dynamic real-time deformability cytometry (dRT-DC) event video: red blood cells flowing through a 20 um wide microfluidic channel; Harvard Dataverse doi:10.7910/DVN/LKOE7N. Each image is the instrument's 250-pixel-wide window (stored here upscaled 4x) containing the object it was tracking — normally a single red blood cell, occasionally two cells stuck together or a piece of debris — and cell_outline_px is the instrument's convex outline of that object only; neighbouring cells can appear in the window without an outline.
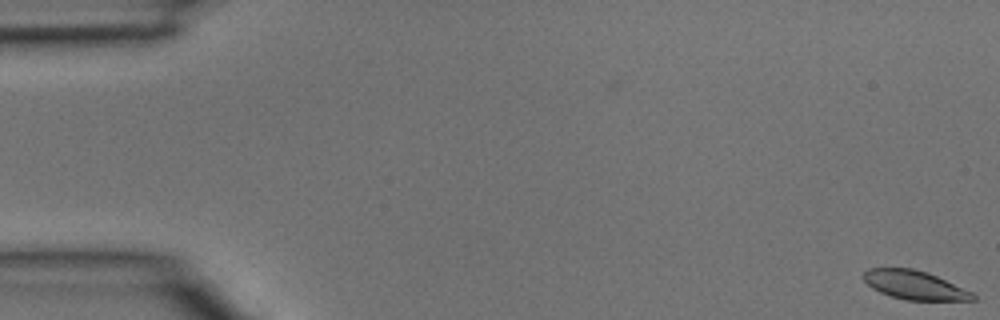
{"species": "common noctule bat (a hibernating species)", "species_latin": "Nyctalus noctula", "temperature_condition": "room temperature", "stored_images_in_passage": 4, "camera_frame_rate_fps": 3000, "um_per_image_px": 0.085, "animal": {"sex": "male", "body_mass_g": 15.6}, "frame": {"image": 1, "passage_image": 1, "time_ms": 0.0, "image_size_px": [1000, 320], "cell_outline_px": [[976, 300], [904, 300], [880, 292], [872, 288], [860, 276], [868, 268], [912, 268], [928, 272], [972, 292], [976, 296]], "centroid_in_image_um": [77.71, 24.22], "position_along_channel_um": 7.3, "area_um2": 18.32}}
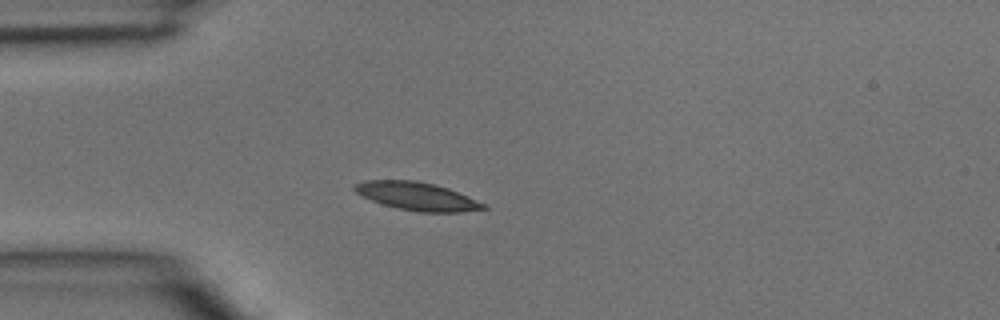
{"frame": {"image": 2, "passage_image": 4, "time_ms": 1.0, "image_size_px": [1000, 320], "cell_outline_px": [[488, 208], [460, 212], [416, 212], [384, 204], [372, 200], [356, 192], [352, 188], [352, 184], [364, 180], [416, 180], [436, 184], [448, 188], [488, 204]], "centroid_in_image_um": [35.47, 16.67], "position_along_channel_um": 49.5, "area_um2": 21.15}}